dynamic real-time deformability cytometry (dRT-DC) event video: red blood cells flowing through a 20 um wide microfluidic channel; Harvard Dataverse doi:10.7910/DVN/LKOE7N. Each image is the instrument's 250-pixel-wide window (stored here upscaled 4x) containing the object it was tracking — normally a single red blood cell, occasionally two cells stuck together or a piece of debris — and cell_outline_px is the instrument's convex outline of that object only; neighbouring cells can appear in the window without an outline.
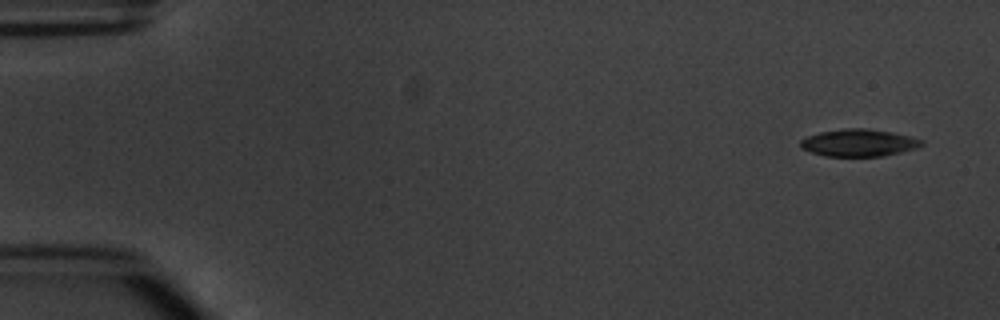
{"species": "common noctule bat (a hibernating species)", "species_latin": "Nyctalus noctula", "temperature_condition": "warm", "stored_images_in_passage": 6, "camera_frame_rate_fps": 3000, "um_per_image_px": 0.085, "animal": {"sex": "male", "body_mass_g": 20.1, "forearm_length_mm": 53.5}, "frame": {"image": 1, "passage_image": 1, "time_ms": 0.0, "image_size_px": [1000, 320], "cell_outline_px": [[924, 144], [916, 148], [900, 152], [880, 156], [824, 156], [812, 152], [804, 148], [800, 144], [800, 140], [808, 136], [820, 132], [844, 128], [868, 128], [892, 132], [924, 140]], "centroid_in_image_um": [73.01, 12.13], "position_along_channel_um": 12.0, "area_um2": 19.07}}
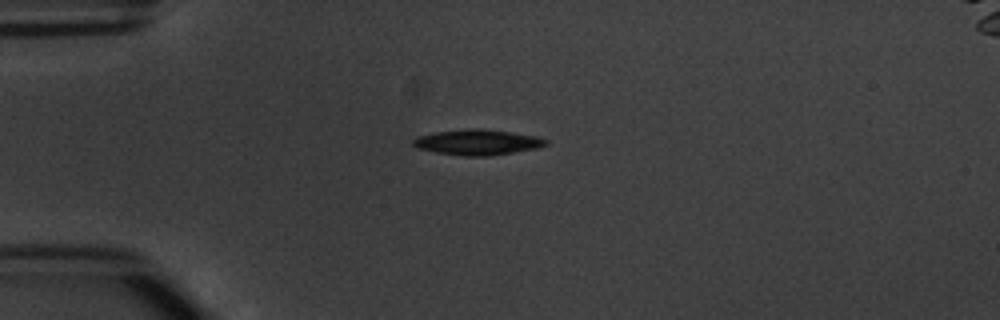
{"frame": {"image": 2, "passage_image": 4, "time_ms": 3.667, "image_size_px": [1000, 320], "cell_outline_px": [[548, 144], [536, 148], [488, 156], [464, 156], [436, 152], [416, 148], [412, 144], [412, 140], [416, 136], [436, 132], [472, 128], [484, 128], [512, 132], [536, 136], [548, 140]], "centroid_in_image_um": [40.56, 12.08], "position_along_channel_um": 44.4, "area_um2": 19.71}}